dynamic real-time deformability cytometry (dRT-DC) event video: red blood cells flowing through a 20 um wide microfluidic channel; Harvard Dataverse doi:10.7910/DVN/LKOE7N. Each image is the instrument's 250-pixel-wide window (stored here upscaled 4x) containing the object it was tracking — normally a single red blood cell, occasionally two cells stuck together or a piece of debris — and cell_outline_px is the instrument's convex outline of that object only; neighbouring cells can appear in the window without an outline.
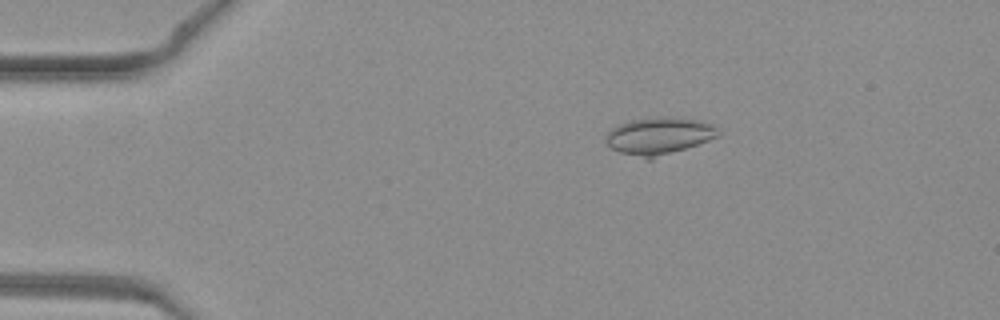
{"species": "common noctule bat (a hibernating species)", "species_latin": "Nyctalus noctula", "temperature_condition": "warm", "stored_images_in_passage": 19, "camera_frame_rate_fps": 3000, "um_per_image_px": 0.085, "animal": {"sex": "female", "body_mass_g": 19.3, "forearm_length_mm": 54.1}, "frame": {"image": 1, "passage_image": 6, "time_ms": 1.667, "image_size_px": [1000, 320], "cell_outline_px": [[720, 132], [716, 136], [708, 140], [652, 160], [648, 160], [620, 152], [612, 148], [604, 140], [608, 132], [612, 128], [620, 124], [632, 120], [664, 116], [680, 116], [700, 120], [716, 124]], "centroid_in_image_um": [56.04, 11.54], "position_along_channel_um": 29.0, "area_um2": 24.62}}